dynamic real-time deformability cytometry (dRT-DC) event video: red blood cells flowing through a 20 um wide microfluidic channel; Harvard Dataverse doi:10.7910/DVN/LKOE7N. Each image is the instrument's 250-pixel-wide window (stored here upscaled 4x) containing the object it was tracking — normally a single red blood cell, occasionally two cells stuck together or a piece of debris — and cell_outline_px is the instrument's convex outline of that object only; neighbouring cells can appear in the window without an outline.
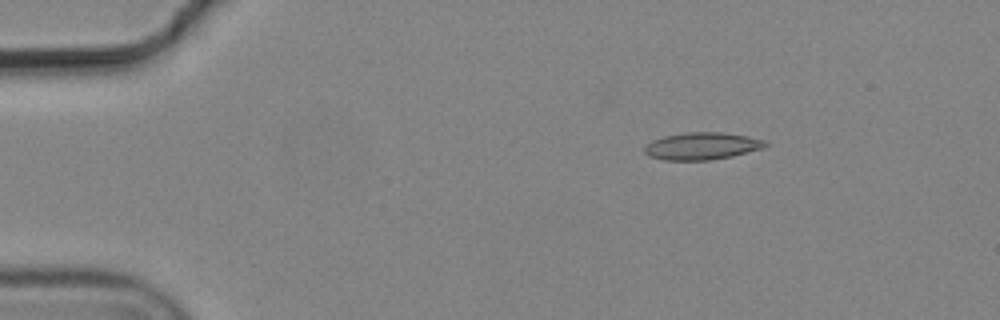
{"species": "common noctule bat (a hibernating species)", "species_latin": "Nyctalus noctula", "temperature_condition": "cold", "stored_images_in_passage": 3, "camera_frame_rate_fps": 3000, "um_per_image_px": 0.085, "animal": {"sex": "male", "body_mass_g": 19.2, "forearm_length_mm": 51.8}, "frame": {"image": 1, "passage_image": 1, "time_ms": 0.0, "image_size_px": [1000, 320], "cell_outline_px": [[768, 144], [764, 148], [732, 156], [712, 160], [664, 160], [648, 156], [644, 152], [644, 148], [652, 140], [664, 136], [688, 132], [724, 132], [748, 136], [764, 140]], "centroid_in_image_um": [59.67, 12.41], "position_along_channel_um": 25.3, "area_um2": 19.25}}